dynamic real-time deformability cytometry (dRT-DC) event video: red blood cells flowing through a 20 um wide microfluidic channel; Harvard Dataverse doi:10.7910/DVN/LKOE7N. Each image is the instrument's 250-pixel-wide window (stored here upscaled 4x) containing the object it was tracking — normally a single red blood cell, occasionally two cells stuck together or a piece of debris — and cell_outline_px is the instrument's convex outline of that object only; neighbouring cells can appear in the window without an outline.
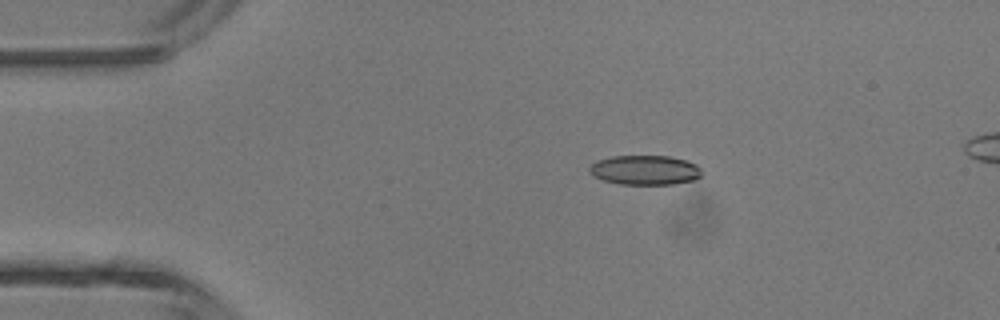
{"species": "common noctule bat (a hibernating species)", "species_latin": "Nyctalus noctula", "temperature_condition": "room temperature", "stored_images_in_passage": 4, "camera_frame_rate_fps": 3000, "um_per_image_px": 0.085, "animal": {"sex": "male", "body_mass_g": 13.3}, "frame": {"image": 1, "passage_image": 3, "time_ms": 0.667, "image_size_px": [1000, 320], "cell_outline_px": [[700, 176], [696, 180], [672, 184], [620, 184], [604, 180], [592, 176], [588, 172], [588, 168], [596, 160], [612, 156], [668, 156], [684, 160], [696, 164], [700, 168]], "centroid_in_image_um": [54.78, 14.45], "position_along_channel_um": 30.2, "area_um2": 19.36}}